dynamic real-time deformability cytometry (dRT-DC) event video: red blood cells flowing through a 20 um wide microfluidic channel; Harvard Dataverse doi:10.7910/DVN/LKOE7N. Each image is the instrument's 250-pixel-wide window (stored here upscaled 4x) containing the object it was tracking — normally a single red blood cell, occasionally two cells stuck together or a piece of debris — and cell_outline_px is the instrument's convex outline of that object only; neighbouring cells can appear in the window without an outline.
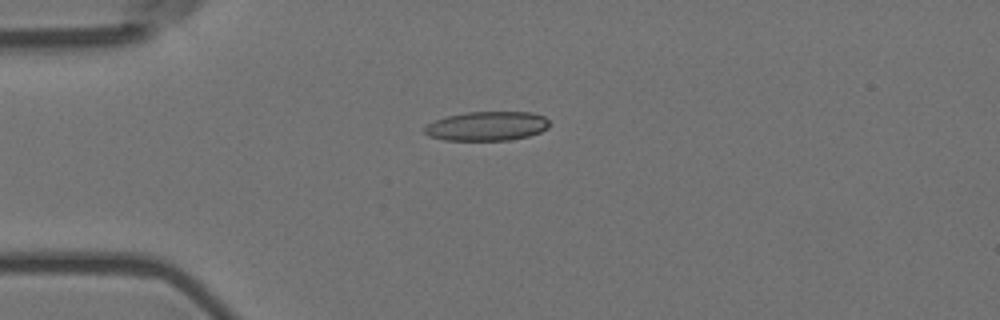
{"species": "Egyptian fruit bat (a non-hibernating species)", "species_latin": "Rousettus aegyptiacus", "temperature_condition": "room temperature", "stored_images_in_passage": 10, "camera_frame_rate_fps": 3000, "um_per_image_px": 0.085, "animal": {"sex": "female"}, "frame": {"image": 1, "passage_image": 4, "time_ms": 1.0, "image_size_px": [1000, 320], "cell_outline_px": [[548, 128], [540, 132], [528, 136], [512, 140], [444, 140], [428, 136], [424, 132], [424, 128], [428, 124], [436, 120], [448, 116], [464, 112], [532, 112], [544, 116], [548, 120]], "centroid_in_image_um": [41.4, 10.72], "position_along_channel_um": 43.6, "area_um2": 21.27}}
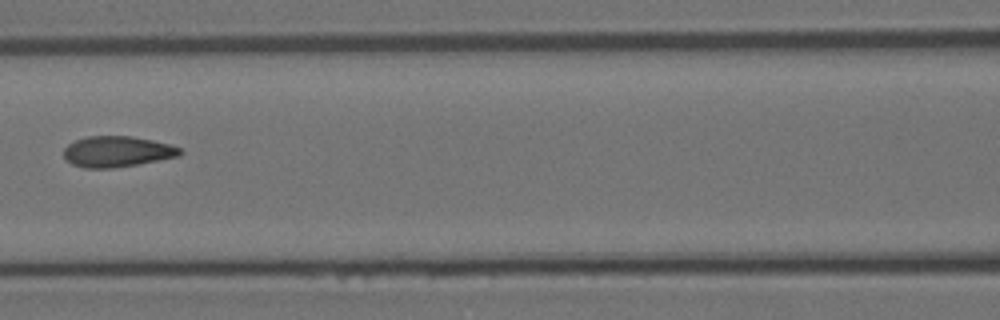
{"frame": {"image": 2, "passage_image": 7, "time_ms": 2.0, "image_size_px": [1000, 320], "cell_outline_px": [[184, 152], [176, 156], [136, 164], [112, 168], [84, 168], [72, 164], [64, 156], [64, 148], [68, 144], [76, 140], [88, 136], [132, 136], [152, 140], [168, 144], [180, 148]], "centroid_in_image_um": [9.92, 12.88], "position_along_channel_um": 156.7, "area_um2": 20.58}}
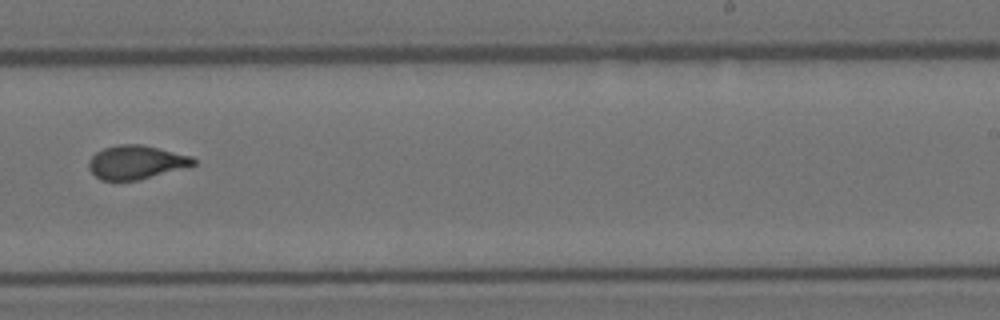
{"frame": {"image": 3, "passage_image": 10, "time_ms": 3.0, "image_size_px": [1000, 320], "cell_outline_px": [[196, 164], [136, 180], [100, 180], [88, 168], [88, 160], [96, 152], [104, 148], [120, 144], [140, 144], [192, 156], [196, 160]], "centroid_in_image_um": [11.52, 13.78], "position_along_channel_um": 277.5, "area_um2": 20.17}}